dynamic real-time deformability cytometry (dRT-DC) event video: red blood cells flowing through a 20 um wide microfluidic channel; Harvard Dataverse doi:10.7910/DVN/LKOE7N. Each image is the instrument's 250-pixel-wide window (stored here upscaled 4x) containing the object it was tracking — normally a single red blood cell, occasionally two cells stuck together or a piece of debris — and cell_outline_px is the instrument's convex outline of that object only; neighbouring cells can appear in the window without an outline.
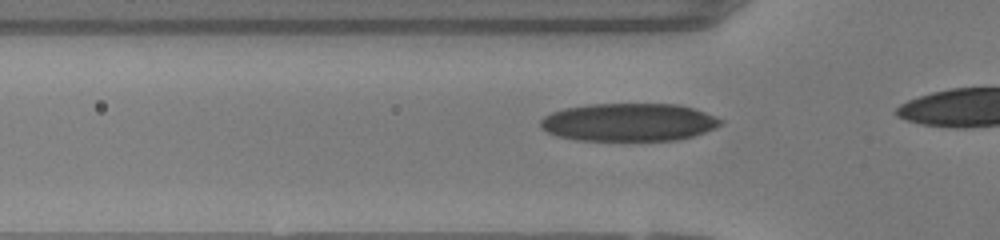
{"species": "human", "species_latin": "Homo sapiens", "temperature_condition": "warm", "stored_images_in_passage": 13, "camera_frame_rate_fps": 3000, "um_per_image_px": 0.085, "donor": {"sex": "female"}, "frame": {"image": 1, "passage_image": 8, "time_ms": 2.333, "image_size_px": [1000, 240], "cell_outline_px": [[724, 124], [716, 128], [692, 136], [676, 140], [576, 140], [556, 136], [540, 128], [540, 120], [544, 116], [552, 112], [564, 108], [588, 104], [680, 104], [716, 116], [724, 120]], "centroid_in_image_um": [53.45, 10.38], "position_along_channel_um": 72.3, "area_um2": 40.0}}
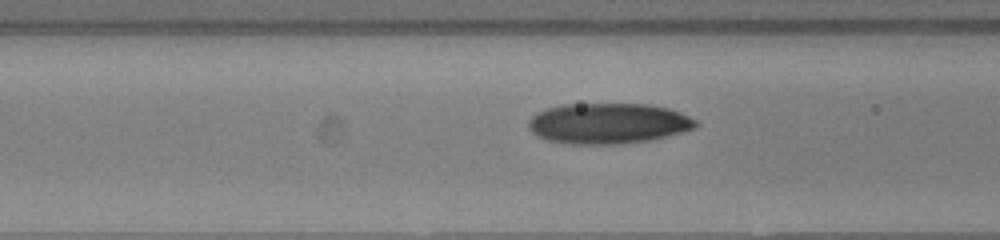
{"frame": {"image": 2, "passage_image": 11, "time_ms": 3.333, "image_size_px": [1000, 240], "cell_outline_px": [[700, 124], [696, 128], [668, 136], [652, 140], [624, 144], [572, 144], [548, 140], [536, 136], [528, 128], [528, 120], [536, 112], [548, 108], [564, 104], [648, 104], [668, 108], [680, 112], [696, 120]], "centroid_in_image_um": [51.71, 10.49], "position_along_channel_um": 114.9, "area_um2": 39.94}}